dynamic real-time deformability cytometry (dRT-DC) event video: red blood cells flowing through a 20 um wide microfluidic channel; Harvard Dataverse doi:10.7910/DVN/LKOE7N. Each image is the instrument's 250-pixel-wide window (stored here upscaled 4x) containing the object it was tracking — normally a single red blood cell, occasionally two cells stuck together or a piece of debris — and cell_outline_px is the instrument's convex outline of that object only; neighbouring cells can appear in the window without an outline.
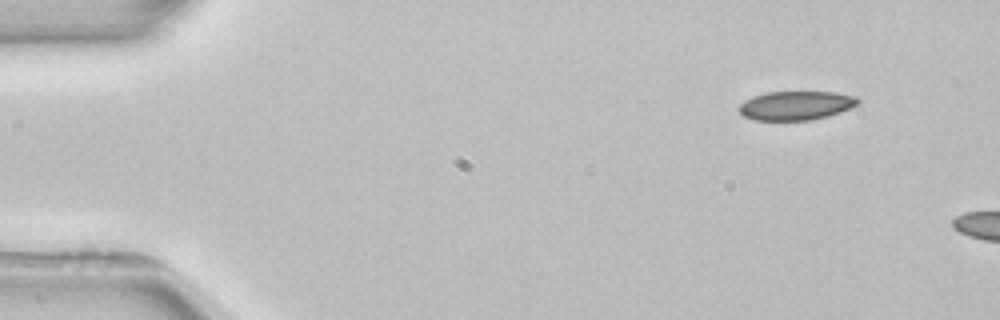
{"species": "common noctule bat (a hibernating species)", "species_latin": "Nyctalus noctula", "temperature_condition": "room temperature", "stored_images_in_passage": 2, "camera_frame_rate_fps": 3000, "um_per_image_px": 0.085, "animal": {"sex": "female", "body_mass_g": 22.7, "forearm_length_mm": 54.2}, "frame": {"image": 1, "passage_image": 1, "time_ms": 0.0, "image_size_px": [1000, 320], "cell_outline_px": [[860, 100], [856, 104], [840, 112], [828, 116], [812, 120], [752, 120], [744, 116], [736, 108], [744, 100], [752, 96], [764, 92], [832, 92], [856, 96]], "centroid_in_image_um": [67.59, 8.97], "position_along_channel_um": 17.4, "area_um2": 20.11}}